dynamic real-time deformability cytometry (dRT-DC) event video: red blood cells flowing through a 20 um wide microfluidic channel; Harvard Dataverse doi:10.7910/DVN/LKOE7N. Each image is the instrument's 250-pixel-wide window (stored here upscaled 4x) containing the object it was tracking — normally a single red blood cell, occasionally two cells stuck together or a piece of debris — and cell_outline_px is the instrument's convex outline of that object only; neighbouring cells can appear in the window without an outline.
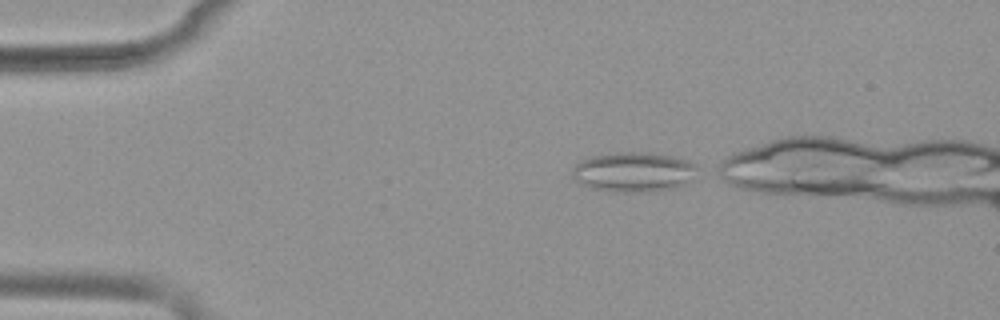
{"species": "common noctule bat (a hibernating species)", "species_latin": "Nyctalus noctula", "temperature_condition": "warm", "stored_images_in_passage": 37, "camera_frame_rate_fps": 3000, "um_per_image_px": 0.085, "animal": {"sex": "female", "body_mass_g": 19.9}, "frame": {"image": 1, "passage_image": 1, "time_ms": 0.0, "image_size_px": [1000, 320], "cell_outline_px": [[700, 168], [692, 180], [676, 188], [652, 192], [612, 192], [592, 188], [580, 184], [572, 176], [572, 168], [580, 160], [592, 156], [616, 152], [648, 152], [672, 156], [688, 160], [696, 164]], "centroid_in_image_um": [53.89, 14.62], "position_along_channel_um": 31.1, "area_um2": 29.59}}
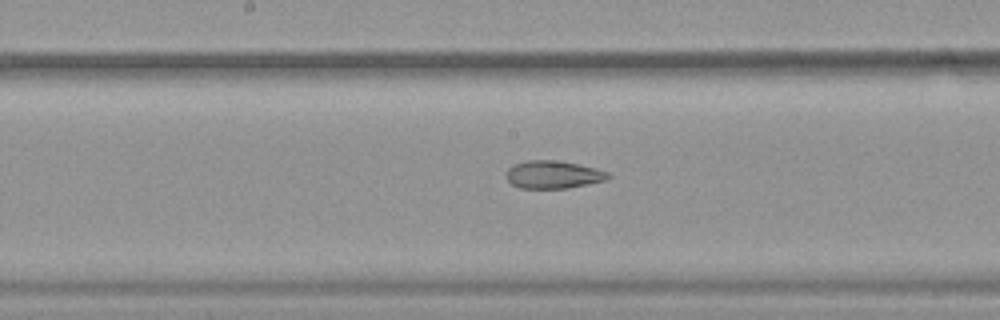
{"frame": {"image": 2, "passage_image": 18, "time_ms": 5.667, "image_size_px": [1000, 320], "cell_outline_px": [[612, 176], [608, 180], [568, 188], [520, 188], [512, 184], [504, 176], [508, 168], [512, 164], [524, 160], [560, 160], [596, 168], [608, 172]], "centroid_in_image_um": [47.02, 14.83], "position_along_channel_um": 201.2, "area_um2": 16.82}}
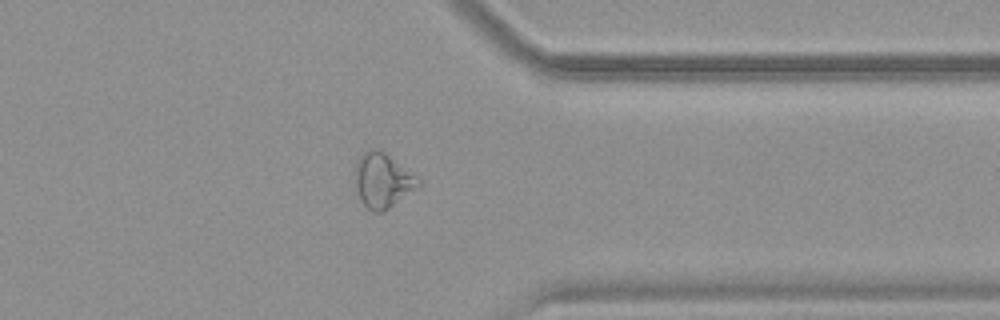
{"frame": {"image": 3, "passage_image": 32, "time_ms": 10.333, "image_size_px": [1000, 320], "cell_outline_px": [[420, 188], [388, 208], [380, 212], [372, 212], [360, 200], [352, 180], [352, 176], [356, 160], [364, 152], [372, 148], [380, 148], [420, 180]], "centroid_in_image_um": [32.47, 15.33], "position_along_channel_um": 378.9, "area_um2": 20.52}, "authors_computed_cell_mechanics": {"area_um2": 18.3226, "velocity_mm_per_s": 3.9246, "shape_relaxation_time_tau1_ms": null, "shape_relaxation_time_tau2_ms": 2.7431, "deformation_change_tau1": null, "deformation_change_tau2": 0.1083}}